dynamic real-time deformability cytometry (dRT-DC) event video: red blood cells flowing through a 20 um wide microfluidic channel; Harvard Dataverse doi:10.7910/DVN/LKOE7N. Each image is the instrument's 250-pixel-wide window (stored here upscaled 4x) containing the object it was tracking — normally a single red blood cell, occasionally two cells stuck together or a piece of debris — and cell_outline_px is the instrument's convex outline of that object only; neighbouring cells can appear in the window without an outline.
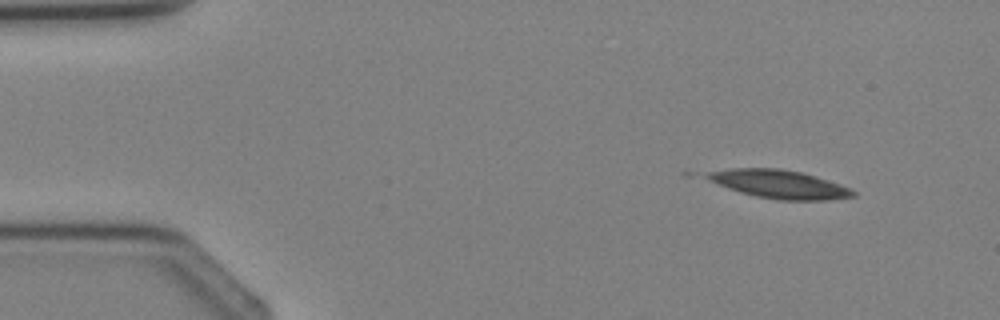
{"species": "Egyptian fruit bat (a non-hibernating species)", "species_latin": "Rousettus aegyptiacus", "temperature_condition": "cold", "stored_images_in_passage": 4, "segment_of_instrument_passage": [2, 2], "camera_frame_rate_fps": 3000, "um_per_image_px": 0.085, "animal": {"sex": "female"}, "frame": {"image": 1, "passage_image": 4, "time_ms": 4.333, "image_size_px": [1000, 320], "cell_outline_px": [[856, 196], [828, 200], [776, 200], [756, 196], [740, 192], [728, 188], [708, 180], [700, 176], [708, 172], [732, 168], [780, 168], [800, 172], [816, 176], [828, 180], [848, 188], [856, 192]], "centroid_in_image_um": [66.2, 15.65], "position_along_channel_um": 18.8, "area_um2": 24.1}}